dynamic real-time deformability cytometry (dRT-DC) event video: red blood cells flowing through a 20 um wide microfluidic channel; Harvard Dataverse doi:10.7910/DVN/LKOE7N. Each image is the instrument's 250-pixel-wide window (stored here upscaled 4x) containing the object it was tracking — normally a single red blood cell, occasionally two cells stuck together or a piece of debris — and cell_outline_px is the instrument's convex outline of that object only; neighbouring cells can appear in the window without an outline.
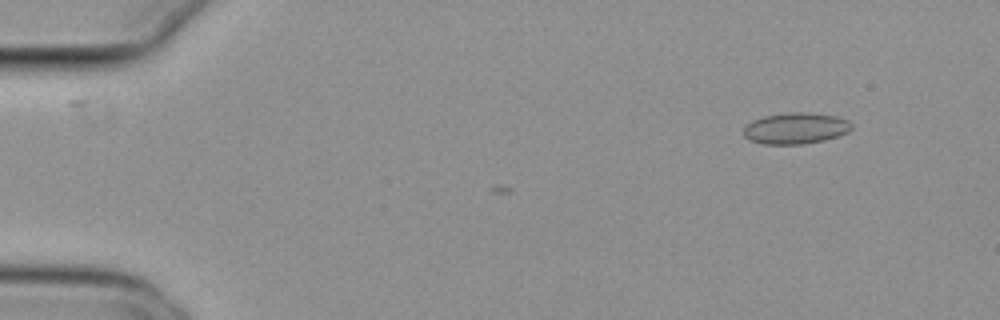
{"species": "common noctule bat (a hibernating species)", "species_latin": "Nyctalus noctula", "temperature_condition": "cold", "stored_images_in_passage": 2, "camera_frame_rate_fps": 3000, "um_per_image_px": 0.085, "animal": {"sex": "female", "body_mass_g": 29.2, "forearm_length_mm": 56.3}, "frame": {"image": 1, "passage_image": 2, "time_ms": 0.333, "image_size_px": [1000, 320], "cell_outline_px": [[852, 128], [848, 132], [824, 140], [800, 144], [764, 144], [748, 140], [744, 136], [744, 124], [752, 120], [764, 116], [788, 112], [808, 112], [836, 116], [848, 120], [852, 124]], "centroid_in_image_um": [67.6, 10.89], "position_along_channel_um": 17.4, "area_um2": 19.77}}